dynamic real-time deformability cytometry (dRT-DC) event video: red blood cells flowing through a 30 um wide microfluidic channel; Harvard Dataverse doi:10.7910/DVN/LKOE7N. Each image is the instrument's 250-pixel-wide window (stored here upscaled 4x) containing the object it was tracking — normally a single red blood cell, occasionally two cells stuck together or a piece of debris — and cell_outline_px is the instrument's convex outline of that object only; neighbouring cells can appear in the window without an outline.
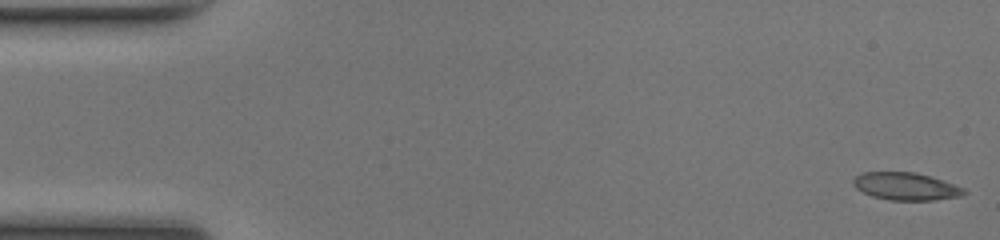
{"species": "common noctule bat (a hibernating species)", "species_latin": "Nyctalus noctula", "temperature_condition": "room temperature", "stored_images_in_passage": 49, "camera_frame_rate_fps": 3000, "um_per_image_px": 0.085, "animal": {"sex": "female", "body_mass_g": 17.0, "forearm_length_mm": 48.0}, "frame": {"image": 1, "passage_image": 1, "time_ms": 0.0, "image_size_px": [1000, 240], "cell_outline_px": [[968, 192], [960, 196], [932, 200], [888, 200], [872, 196], [856, 188], [852, 184], [852, 180], [860, 172], [916, 172], [932, 176], [964, 188]], "centroid_in_image_um": [76.98, 15.83], "position_along_channel_um": 8.0, "area_um2": 17.86}}
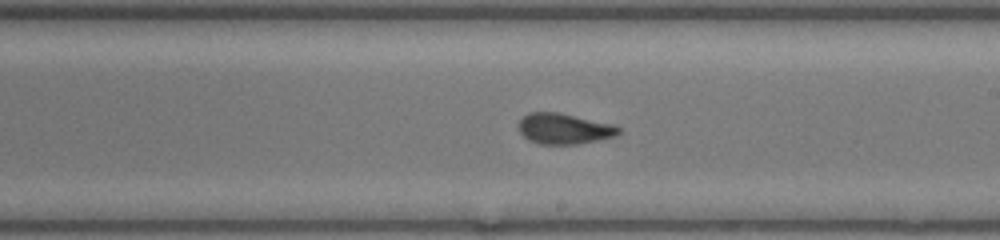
{"frame": {"image": 2, "passage_image": 28, "time_ms": 9.0, "image_size_px": [1000, 240], "cell_outline_px": [[620, 132], [616, 136], [576, 144], [540, 144], [528, 140], [520, 132], [520, 120], [528, 112], [560, 112], [612, 124], [620, 128]], "centroid_in_image_um": [47.94, 10.93], "position_along_channel_um": 241.1, "area_um2": 17.74}}
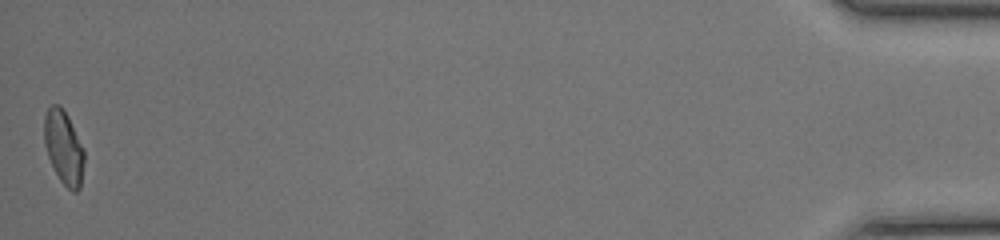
{"frame": {"image": 3, "passage_image": 49, "time_ms": 16.0, "image_size_px": [1000, 240], "cell_outline_px": [[84, 164], [80, 188], [76, 192], [72, 192], [60, 180], [48, 156], [44, 144], [44, 116], [48, 108], [52, 104], [60, 104], [64, 108], [84, 148]], "centroid_in_image_um": [5.42, 12.5], "position_along_channel_um": 429.8, "area_um2": 17.28}, "authors_computed_cell_mechanics": {"area_um2": 17.8602, "velocity_mm_per_s": 4.1963, "shape_relaxation_time_tau1_ms": 4.2692, "shape_relaxation_time_tau2_ms": 1.1656, "deformation_change_tau1": 0.1649, "deformation_change_tau2": 0.0811}}